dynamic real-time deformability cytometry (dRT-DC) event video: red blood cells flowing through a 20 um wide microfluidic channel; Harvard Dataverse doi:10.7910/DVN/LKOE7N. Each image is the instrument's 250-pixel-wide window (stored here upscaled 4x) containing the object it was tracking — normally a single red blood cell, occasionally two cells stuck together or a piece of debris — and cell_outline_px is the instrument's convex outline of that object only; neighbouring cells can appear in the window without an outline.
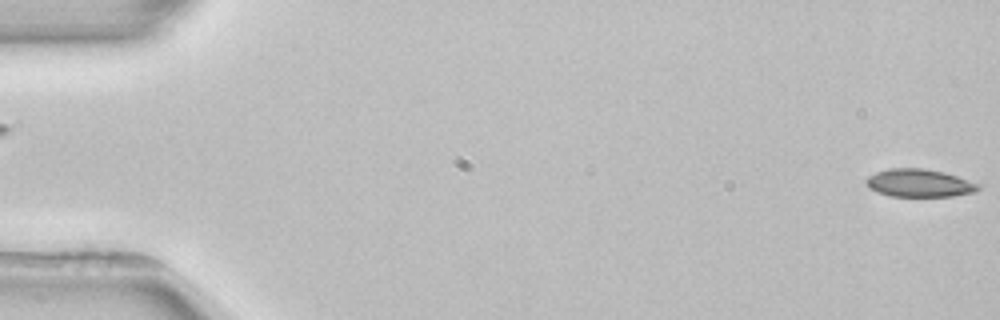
{"species": "common noctule bat (a hibernating species)", "species_latin": "Nyctalus noctula", "temperature_condition": "room temperature", "stored_images_in_passage": 5, "segment_of_instrument_passage": [2, 2], "camera_frame_rate_fps": 3000, "um_per_image_px": 0.085, "animal": {"sex": "female", "body_mass_g": 22.7, "forearm_length_mm": 54.2}, "frame": {"image": 1, "passage_image": 5, "time_ms": 5.333, "image_size_px": [1000, 320], "cell_outline_px": [[980, 188], [976, 192], [952, 196], [892, 196], [876, 192], [868, 188], [864, 184], [864, 180], [868, 176], [876, 172], [888, 168], [924, 168], [944, 172], [980, 184]], "centroid_in_image_um": [78.1, 15.56], "position_along_channel_um": 6.9, "area_um2": 18.38}}